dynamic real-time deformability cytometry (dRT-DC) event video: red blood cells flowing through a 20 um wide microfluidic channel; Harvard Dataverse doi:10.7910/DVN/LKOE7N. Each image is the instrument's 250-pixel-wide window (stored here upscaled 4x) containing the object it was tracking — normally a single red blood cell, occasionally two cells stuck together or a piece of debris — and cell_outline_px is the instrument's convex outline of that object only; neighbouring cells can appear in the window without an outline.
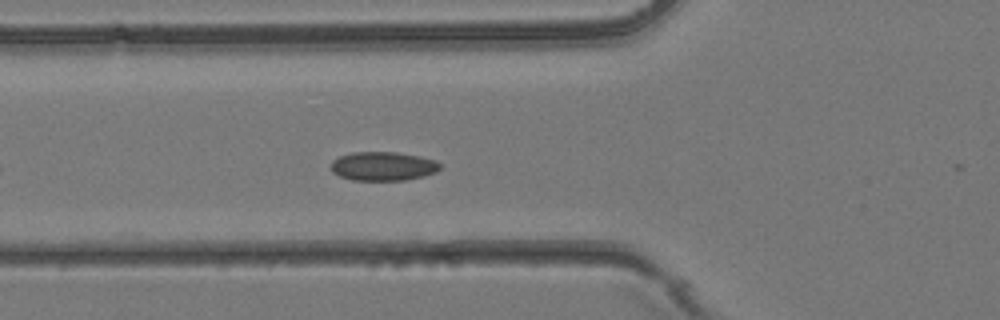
{"species": "common noctule bat (a hibernating species)", "species_latin": "Nyctalus noctula", "temperature_condition": "room temperature", "stored_images_in_passage": 18, "camera_frame_rate_fps": 3000, "um_per_image_px": 0.085, "animal": {"sex": "female", "body_mass_g": 24.6, "forearm_length_mm": 56.2}, "frame": {"image": 1, "passage_image": 6, "time_ms": 1.667, "image_size_px": [1000, 320], "cell_outline_px": [[440, 168], [436, 172], [424, 176], [404, 180], [352, 180], [340, 176], [332, 172], [332, 160], [340, 156], [352, 152], [396, 152], [420, 156], [436, 160], [440, 164]], "centroid_in_image_um": [32.57, 14.12], "position_along_channel_um": 93.2, "area_um2": 18.38}}
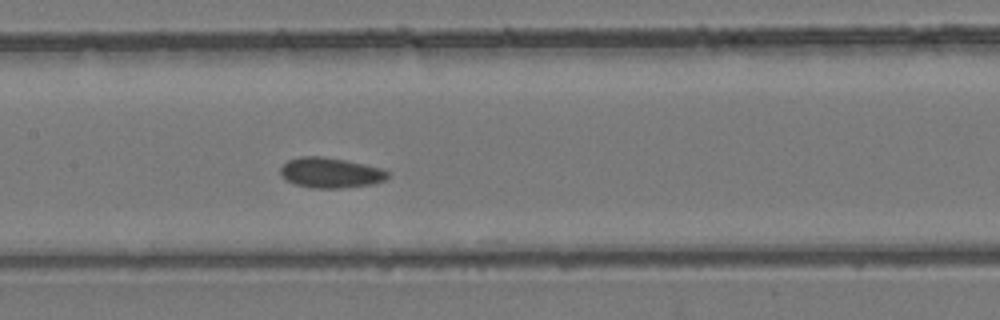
{"frame": {"image": 2, "passage_image": 11, "time_ms": 3.333, "image_size_px": [1000, 320], "cell_outline_px": [[392, 172], [384, 180], [372, 184], [340, 188], [312, 188], [296, 184], [288, 180], [280, 172], [280, 168], [288, 160], [300, 156], [324, 156], [384, 168]], "centroid_in_image_um": [28.14, 14.67], "position_along_channel_um": 179.3, "area_um2": 18.9}}
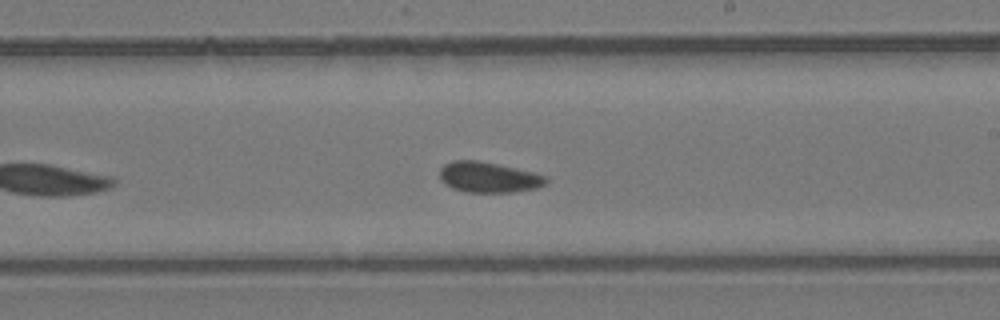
{"frame": {"image": 3, "passage_image": 15, "time_ms": 4.667, "image_size_px": [1000, 320], "cell_outline_px": [[548, 180], [544, 184], [536, 188], [512, 192], [468, 192], [452, 188], [440, 176], [440, 168], [444, 164], [452, 160], [476, 160], [516, 168], [532, 172], [544, 176]], "centroid_in_image_um": [41.52, 15.06], "position_along_channel_um": 247.5, "area_um2": 18.55}}